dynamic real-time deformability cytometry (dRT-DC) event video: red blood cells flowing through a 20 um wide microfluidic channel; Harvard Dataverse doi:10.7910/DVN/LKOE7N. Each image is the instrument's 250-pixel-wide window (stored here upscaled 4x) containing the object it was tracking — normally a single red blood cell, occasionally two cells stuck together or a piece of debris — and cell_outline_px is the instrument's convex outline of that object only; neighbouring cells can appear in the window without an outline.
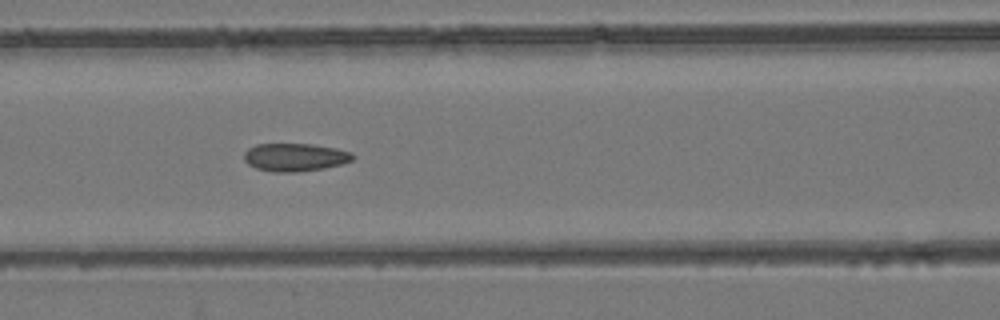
{"species": "common noctule bat (a hibernating species)", "species_latin": "Nyctalus noctula", "temperature_condition": "room temperature", "stored_images_in_passage": 7, "camera_frame_rate_fps": 3000, "um_per_image_px": 0.085, "animal": {"sex": "female", "body_mass_g": 24.6, "forearm_length_mm": 56.2}, "frame": {"image": 1, "passage_image": 5, "time_ms": 1.333, "image_size_px": [1000, 320], "cell_outline_px": [[356, 156], [352, 160], [340, 164], [324, 168], [300, 172], [272, 172], [256, 168], [248, 164], [244, 160], [244, 152], [248, 148], [256, 144], [312, 144], [336, 148], [352, 152]], "centroid_in_image_um": [25.07, 13.36], "position_along_channel_um": 141.5, "area_um2": 17.86}}
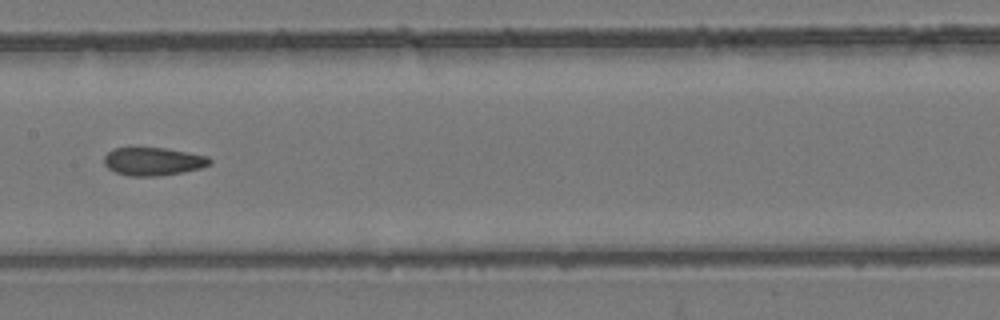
{"frame": {"image": 2, "passage_image": 6, "time_ms": 1.667, "image_size_px": [1000, 320], "cell_outline_px": [[212, 164], [200, 168], [184, 172], [156, 176], [128, 176], [116, 172], [108, 168], [104, 164], [104, 156], [112, 148], [164, 148], [208, 156], [212, 160]], "centroid_in_image_um": [13.02, 13.72], "position_along_channel_um": 194.4, "area_um2": 17.28}}
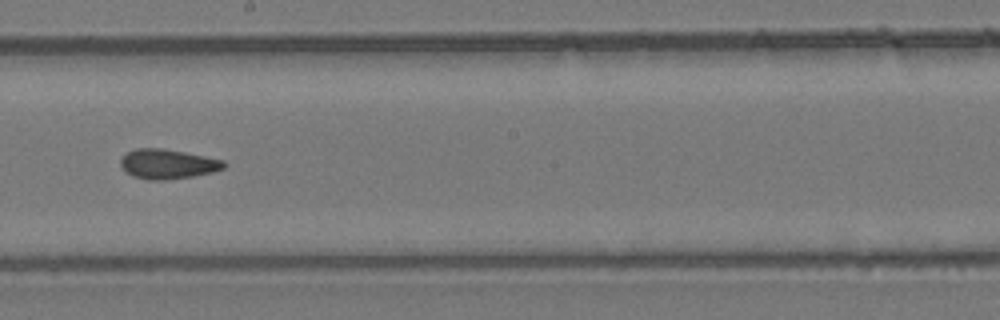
{"frame": {"image": 3, "passage_image": 7, "time_ms": 2.0, "image_size_px": [1000, 320], "cell_outline_px": [[228, 164], [224, 168], [212, 172], [192, 176], [164, 180], [148, 180], [132, 176], [124, 172], [120, 164], [120, 160], [128, 152], [136, 148], [164, 148], [224, 160]], "centroid_in_image_um": [14.24, 13.94], "position_along_channel_um": 234.0, "area_um2": 17.92}}